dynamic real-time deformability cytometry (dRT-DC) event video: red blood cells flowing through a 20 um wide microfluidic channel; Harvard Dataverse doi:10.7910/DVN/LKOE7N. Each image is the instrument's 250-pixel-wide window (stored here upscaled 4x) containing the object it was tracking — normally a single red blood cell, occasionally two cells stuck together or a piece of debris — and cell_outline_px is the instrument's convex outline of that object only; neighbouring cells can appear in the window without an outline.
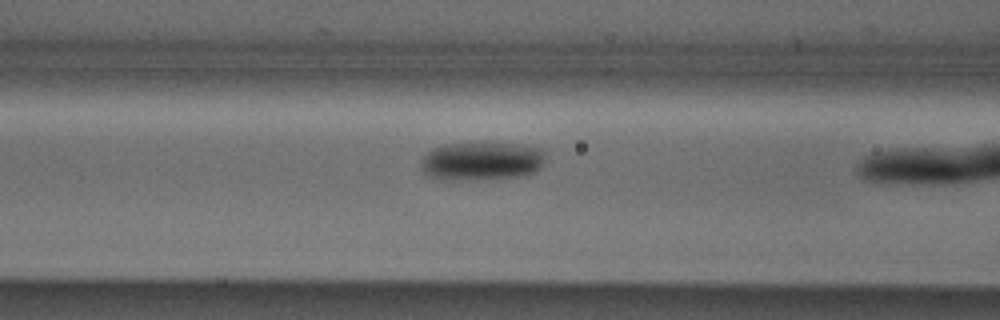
{"species": "Egyptian fruit bat (a non-hibernating species)", "species_latin": "Rousettus aegyptiacus", "temperature_condition": "cold", "stored_images_in_passage": 19, "camera_frame_rate_fps": 3000, "um_per_image_px": 0.085, "animal": {"sex": "male"}, "frame": {"image": 1, "passage_image": 18, "time_ms": 5.667, "image_size_px": [1000, 320], "cell_outline_px": [[544, 152], [540, 168], [536, 172], [516, 176], [428, 176], [420, 168], [420, 160], [432, 148], [444, 144], [472, 140], [476, 140], [516, 144], [540, 148]], "centroid_in_image_um": [40.93, 13.56], "position_along_channel_um": 125.7, "area_um2": 27.05}}